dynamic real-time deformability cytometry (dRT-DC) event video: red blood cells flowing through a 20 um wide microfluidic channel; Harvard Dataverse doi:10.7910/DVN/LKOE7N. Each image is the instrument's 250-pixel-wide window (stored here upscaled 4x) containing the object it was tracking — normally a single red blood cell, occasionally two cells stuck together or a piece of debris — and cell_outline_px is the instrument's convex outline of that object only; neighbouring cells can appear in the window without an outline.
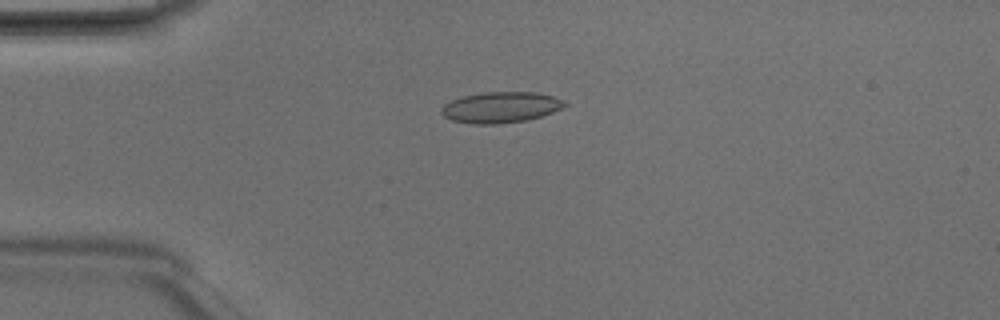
{"species": "Egyptian fruit bat (a non-hibernating species)", "species_latin": "Rousettus aegyptiacus", "temperature_condition": "room temperature", "stored_images_in_passage": 6, "camera_frame_rate_fps": 3000, "um_per_image_px": 0.085, "animal": {"sex": "male"}, "frame": {"image": 1, "passage_image": 4, "time_ms": 1.0, "image_size_px": [1000, 320], "cell_outline_px": [[568, 104], [552, 112], [540, 116], [524, 120], [496, 124], [472, 124], [452, 120], [444, 116], [440, 112], [440, 108], [444, 104], [460, 96], [484, 92], [536, 92], [552, 96], [564, 100]], "centroid_in_image_um": [42.52, 9.11], "position_along_channel_um": 42.5, "area_um2": 22.14}}
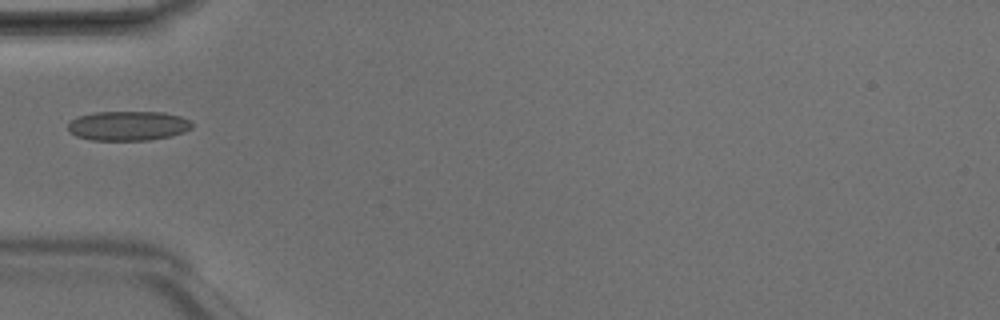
{"frame": {"image": 2, "passage_image": 5, "time_ms": 1.333, "image_size_px": [1000, 320], "cell_outline_px": [[192, 128], [184, 132], [172, 136], [148, 140], [92, 140], [76, 136], [68, 132], [68, 124], [76, 116], [96, 112], [164, 112], [180, 116], [192, 120]], "centroid_in_image_um": [10.9, 10.69], "position_along_channel_um": 74.1, "area_um2": 21.56}}